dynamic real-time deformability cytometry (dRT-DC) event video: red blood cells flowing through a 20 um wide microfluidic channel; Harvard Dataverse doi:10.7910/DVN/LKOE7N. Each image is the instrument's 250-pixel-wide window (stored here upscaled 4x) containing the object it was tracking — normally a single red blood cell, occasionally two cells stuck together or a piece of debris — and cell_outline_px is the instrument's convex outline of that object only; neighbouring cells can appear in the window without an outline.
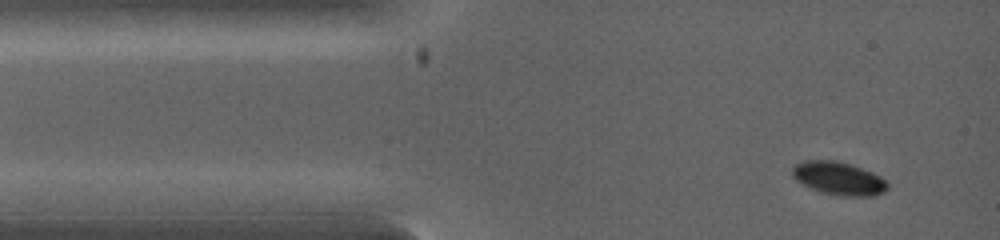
{"species": "common noctule bat (a hibernating species)", "species_latin": "Nyctalus noctula", "temperature_condition": "warm", "stored_images_in_passage": 3, "camera_frame_rate_fps": 5000, "um_per_image_px": 0.085, "animal": {"sex": "female", "body_mass_g": 19.0, "forearm_length_mm": 53.3}, "frame": {"image": 1, "passage_image": 1, "time_ms": 0.0, "image_size_px": [1000, 240], "cell_outline_px": [[888, 188], [884, 192], [872, 196], [844, 196], [820, 192], [796, 180], [792, 176], [792, 168], [796, 164], [804, 160], [836, 160], [872, 172], [880, 176], [888, 184]], "centroid_in_image_um": [71.28, 15.16], "position_along_channel_um": 13.7, "area_um2": 18.21}}
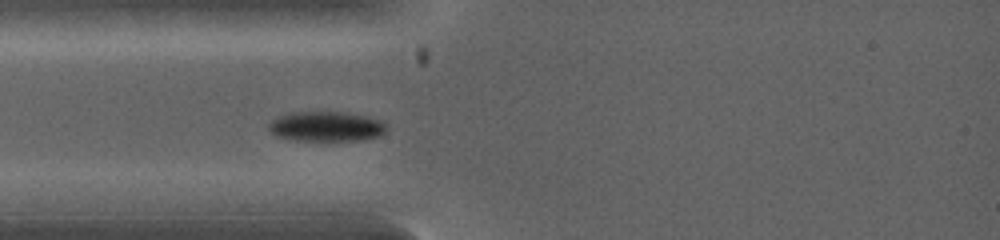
{"frame": {"image": 2, "passage_image": 3, "time_ms": 1.6, "image_size_px": [1000, 240], "cell_outline_px": [[388, 128], [380, 136], [360, 140], [288, 140], [276, 136], [268, 128], [268, 124], [276, 116], [288, 112], [348, 112], [368, 116], [384, 120], [388, 124]], "centroid_in_image_um": [27.76, 10.73], "position_along_channel_um": 57.2, "area_um2": 20.98}}